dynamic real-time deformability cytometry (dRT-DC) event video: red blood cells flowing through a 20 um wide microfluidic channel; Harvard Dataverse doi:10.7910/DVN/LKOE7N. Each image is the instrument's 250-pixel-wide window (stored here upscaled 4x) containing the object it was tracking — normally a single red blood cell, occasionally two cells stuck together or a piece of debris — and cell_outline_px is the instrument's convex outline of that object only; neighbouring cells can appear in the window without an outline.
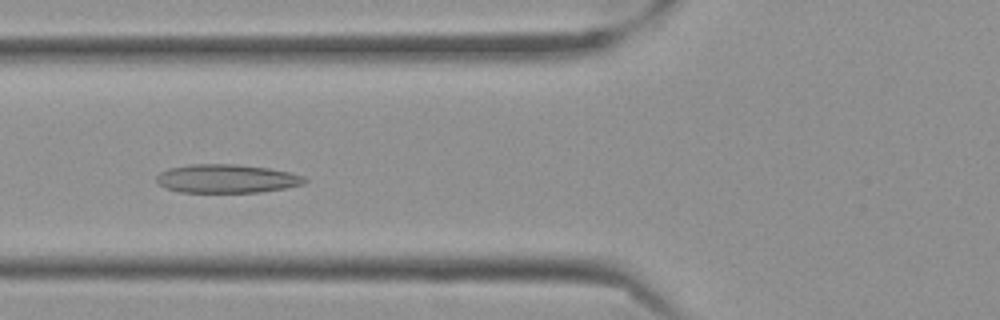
{"species": "Egyptian fruit bat (a non-hibernating species)", "species_latin": "Rousettus aegyptiacus", "temperature_condition": "cold", "stored_images_in_passage": 49, "camera_frame_rate_fps": 3000, "um_per_image_px": 0.085, "frame": {"image": 1, "passage_image": 14, "time_ms": 4.333, "image_size_px": [1000, 320], "cell_outline_px": [[308, 180], [304, 184], [284, 188], [260, 192], [180, 192], [168, 188], [160, 184], [156, 180], [156, 176], [160, 172], [168, 168], [192, 164], [236, 164], [268, 168], [288, 172], [304, 176]], "centroid_in_image_um": [19.28, 15.18], "position_along_channel_um": 106.5, "area_um2": 24.57}}
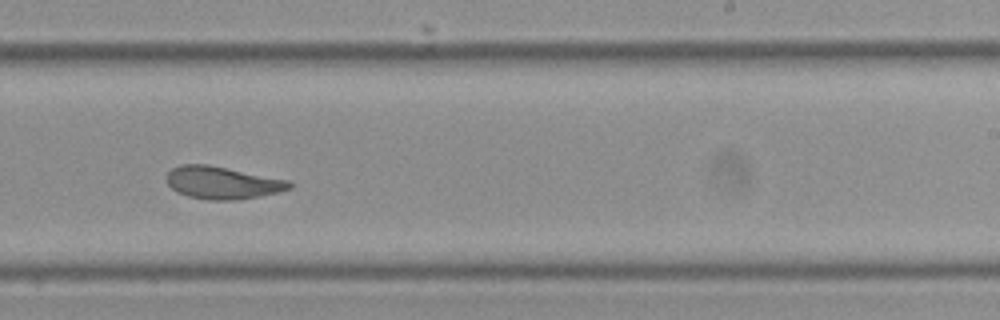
{"frame": {"image": 2, "passage_image": 28, "time_ms": 9.0, "image_size_px": [1000, 320], "cell_outline_px": [[292, 188], [260, 196], [236, 200], [208, 200], [188, 196], [176, 192], [168, 184], [168, 172], [172, 168], [180, 164], [208, 164], [292, 180]], "centroid_in_image_um": [18.93, 15.52], "position_along_channel_um": 270.1, "area_um2": 23.41}}
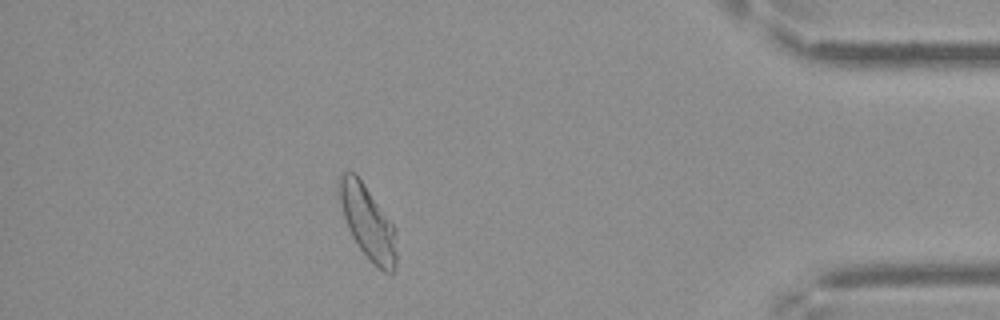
{"frame": {"image": 3, "passage_image": 43, "time_ms": 14.0, "image_size_px": [1000, 320], "cell_outline_px": [[396, 264], [392, 272], [384, 272], [360, 248], [352, 236], [348, 228], [344, 216], [340, 200], [340, 172], [356, 172], [396, 228]], "centroid_in_image_um": [31.28, 18.86], "position_along_channel_um": 403.9, "area_um2": 23.99}, "authors_computed_cell_mechanics": {"area_um2": 24.1604, "velocity_mm_per_s": 3.5029, "shape_relaxation_time_tau1_ms": null, "shape_relaxation_time_tau2_ms": 2.1408, "deformation_change_tau1": null, "deformation_change_tau2": 0.0771}}